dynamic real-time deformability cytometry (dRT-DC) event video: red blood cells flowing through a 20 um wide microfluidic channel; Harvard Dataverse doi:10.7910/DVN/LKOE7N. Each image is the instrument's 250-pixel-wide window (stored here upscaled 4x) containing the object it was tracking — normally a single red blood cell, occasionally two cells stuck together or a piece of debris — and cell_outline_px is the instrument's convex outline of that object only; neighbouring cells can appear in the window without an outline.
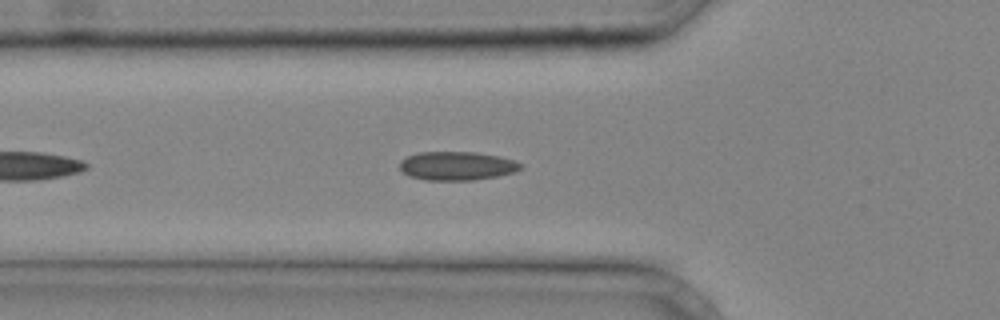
{"species": "common noctule bat (a hibernating species)", "species_latin": "Nyctalus noctula", "temperature_condition": "cold", "stored_images_in_passage": 29, "camera_frame_rate_fps": 3000, "um_per_image_px": 0.085, "animal": {"sex": "male", "body_mass_g": 20.4}, "frame": {"image": 1, "passage_image": 5, "time_ms": 1.333, "image_size_px": [1000, 320], "cell_outline_px": [[524, 168], [512, 172], [496, 176], [472, 180], [424, 180], [408, 176], [400, 168], [400, 160], [408, 156], [420, 152], [476, 152], [500, 156], [524, 164]], "centroid_in_image_um": [38.84, 14.1], "position_along_channel_um": 87.0, "area_um2": 20.23}}
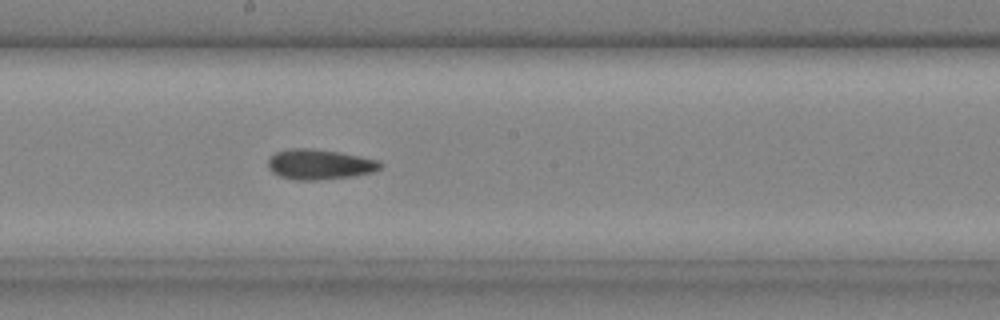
{"frame": {"image": 2, "passage_image": 13, "time_ms": 4.0, "image_size_px": [1000, 320], "cell_outline_px": [[384, 164], [380, 168], [372, 172], [352, 176], [316, 180], [296, 180], [280, 176], [272, 172], [268, 168], [268, 160], [276, 152], [288, 148], [308, 148], [340, 152], [380, 160]], "centroid_in_image_um": [27.17, 13.96], "position_along_channel_um": 221.0, "area_um2": 19.77}}